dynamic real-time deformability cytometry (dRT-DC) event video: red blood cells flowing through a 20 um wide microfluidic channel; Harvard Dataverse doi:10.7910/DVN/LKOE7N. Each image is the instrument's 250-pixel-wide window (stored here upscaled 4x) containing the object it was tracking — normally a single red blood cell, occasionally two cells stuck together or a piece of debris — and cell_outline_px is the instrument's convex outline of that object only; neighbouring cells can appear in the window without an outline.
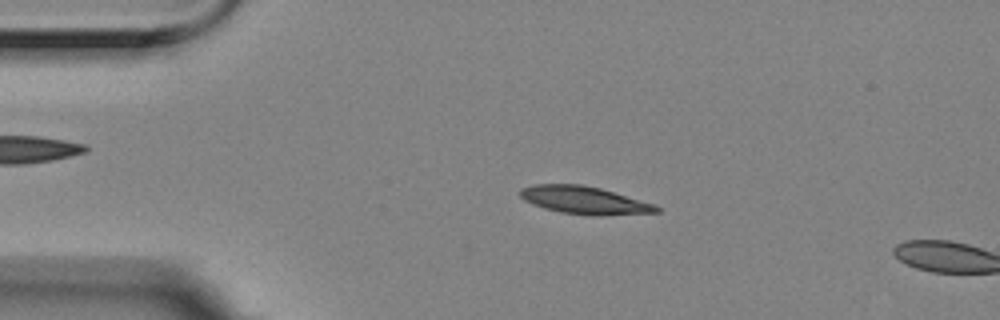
{"species": "Egyptian fruit bat (a non-hibernating species)", "species_latin": "Rousettus aegyptiacus", "temperature_condition": "room temperature", "stored_images_in_passage": 5, "camera_frame_rate_fps": 3000, "um_per_image_px": 0.085, "animal": {"sex": "female"}, "frame": {"image": 1, "passage_image": 3, "time_ms": 0.667, "image_size_px": [1000, 320], "cell_outline_px": [[660, 212], [600, 216], [592, 216], [560, 212], [544, 208], [532, 204], [524, 200], [520, 196], [520, 188], [532, 184], [580, 184], [600, 188], [656, 204], [660, 208]], "centroid_in_image_um": [49.68, 17.02], "position_along_channel_um": 35.3, "area_um2": 22.2}}